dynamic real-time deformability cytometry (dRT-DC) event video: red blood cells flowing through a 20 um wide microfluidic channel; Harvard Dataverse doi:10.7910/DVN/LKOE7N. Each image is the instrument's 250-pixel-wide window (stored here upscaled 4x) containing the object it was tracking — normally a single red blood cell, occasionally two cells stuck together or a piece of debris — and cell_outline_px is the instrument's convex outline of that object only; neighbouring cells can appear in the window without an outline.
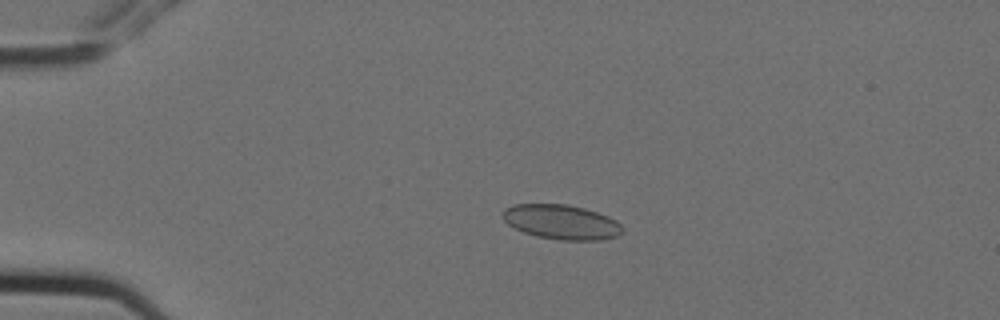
{"species": "Egyptian fruit bat (a non-hibernating species)", "species_latin": "Rousettus aegyptiacus", "temperature_condition": "cold", "stored_images_in_passage": 5, "camera_frame_rate_fps": 3000, "um_per_image_px": 0.085, "animal": {"sex": "female"}, "frame": {"image": 1, "passage_image": 3, "time_ms": 0.667, "image_size_px": [1000, 320], "cell_outline_px": [[624, 232], [616, 236], [600, 240], [560, 240], [536, 236], [524, 232], [508, 224], [500, 216], [504, 208], [512, 204], [568, 204], [584, 208], [608, 216], [616, 220], [624, 228]], "centroid_in_image_um": [47.71, 18.86], "position_along_channel_um": 37.3, "area_um2": 24.33}}
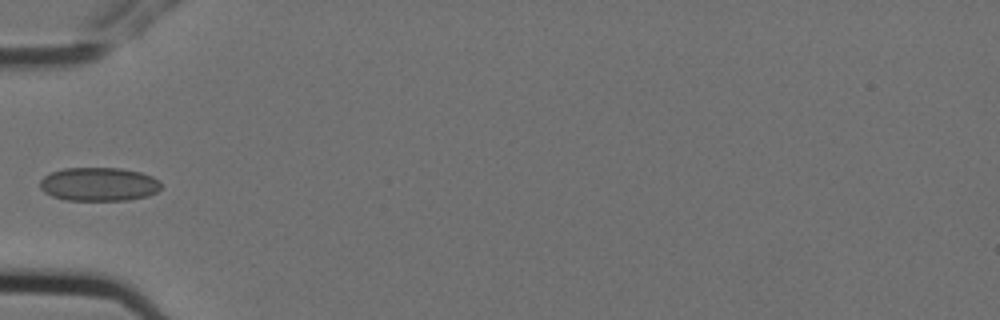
{"frame": {"image": 2, "passage_image": 5, "time_ms": 1.333, "image_size_px": [1000, 320], "cell_outline_px": [[160, 188], [156, 192], [148, 196], [128, 200], [64, 200], [52, 196], [44, 192], [40, 188], [40, 180], [44, 176], [52, 172], [64, 168], [120, 168], [140, 172], [152, 176], [160, 180]], "centroid_in_image_um": [8.4, 15.66], "position_along_channel_um": 76.6, "area_um2": 23.81}}